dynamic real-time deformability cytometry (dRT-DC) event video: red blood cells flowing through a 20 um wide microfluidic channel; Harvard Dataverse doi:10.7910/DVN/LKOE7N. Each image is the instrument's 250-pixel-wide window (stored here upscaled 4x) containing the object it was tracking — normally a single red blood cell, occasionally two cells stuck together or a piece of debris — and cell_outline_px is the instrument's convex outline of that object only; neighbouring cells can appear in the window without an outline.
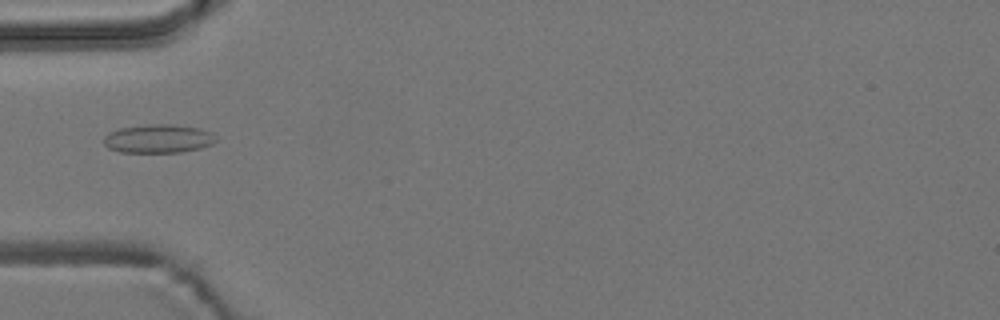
{"species": "common noctule bat (a hibernating species)", "species_latin": "Nyctalus noctula", "temperature_condition": "room temperature", "stored_images_in_passage": 4, "camera_frame_rate_fps": 3000, "um_per_image_px": 0.085, "animal": {"sex": "male", "body_mass_g": 19.2, "forearm_length_mm": 51.8}, "frame": {"image": 1, "passage_image": 3, "time_ms": 0.667, "image_size_px": [1000, 320], "cell_outline_px": [[216, 140], [212, 144], [200, 148], [180, 152], [120, 152], [108, 148], [104, 144], [104, 136], [108, 132], [120, 128], [148, 124], [172, 124], [200, 128], [212, 132], [216, 136]], "centroid_in_image_um": [13.46, 11.78], "position_along_channel_um": 71.5, "area_um2": 18.79}}